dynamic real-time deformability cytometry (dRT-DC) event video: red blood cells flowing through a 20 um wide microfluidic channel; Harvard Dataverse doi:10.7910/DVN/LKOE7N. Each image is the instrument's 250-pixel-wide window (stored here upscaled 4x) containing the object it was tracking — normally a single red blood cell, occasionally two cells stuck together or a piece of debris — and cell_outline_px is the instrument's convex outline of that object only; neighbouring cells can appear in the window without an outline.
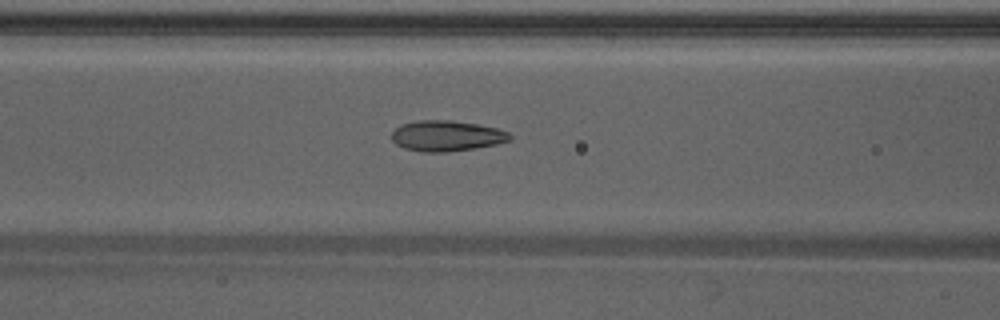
{"species": "Egyptian fruit bat (a non-hibernating species)", "species_latin": "Rousettus aegyptiacus", "temperature_condition": "warm", "stored_images_in_passage": 29, "camera_frame_rate_fps": 3000, "um_per_image_px": 0.085, "animal": {"sex": "male"}, "frame": {"image": 1, "passage_image": 10, "time_ms": 3.0, "image_size_px": [1000, 320], "cell_outline_px": [[512, 140], [496, 144], [476, 148], [448, 152], [420, 152], [404, 148], [396, 144], [392, 140], [392, 132], [400, 124], [420, 120], [452, 120], [476, 124], [496, 128], [508, 132], [512, 136]], "centroid_in_image_um": [37.95, 11.55], "position_along_channel_um": 128.6, "area_um2": 21.21}}
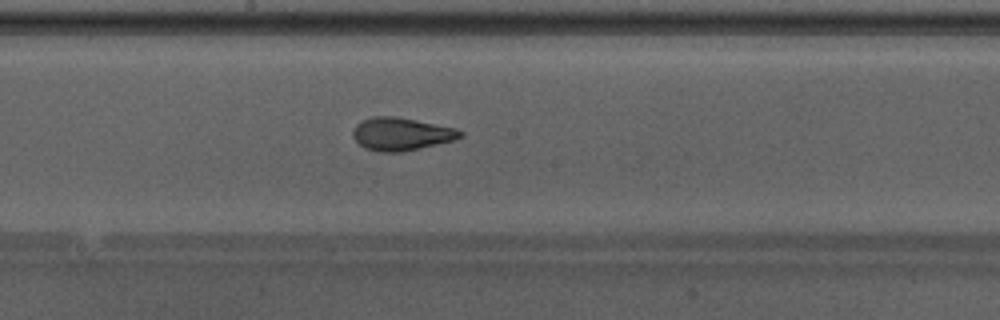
{"frame": {"image": 2, "passage_image": 16, "time_ms": 5.0, "image_size_px": [1000, 320], "cell_outline_px": [[464, 136], [456, 140], [404, 152], [380, 152], [364, 148], [352, 136], [352, 132], [356, 124], [372, 116], [392, 116], [416, 120], [456, 128], [464, 132]], "centroid_in_image_um": [34.14, 11.4], "position_along_channel_um": 214.1, "area_um2": 20.69}}
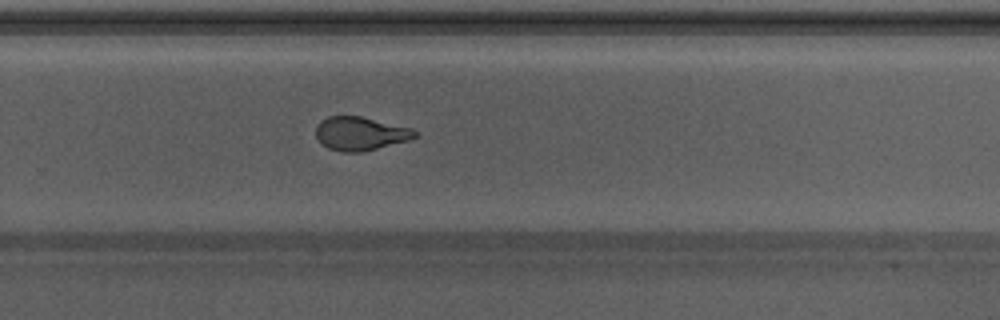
{"frame": {"image": 3, "passage_image": 22, "time_ms": 7.0, "image_size_px": [1000, 320], "cell_outline_px": [[420, 136], [408, 140], [360, 152], [344, 152], [328, 148], [316, 136], [316, 128], [320, 120], [328, 116], [360, 116], [412, 128], [420, 132]], "centroid_in_image_um": [30.66, 11.34], "position_along_channel_um": 299.1, "area_um2": 19.25}, "authors_computed_cell_mechanics": {"area_um2": 20.2878, "velocity_mm_per_s": 4.2711, "shape_relaxation_time_tau1_ms": 3.9095, "shape_relaxation_time_tau2_ms": 1.1252, "deformation_change_tau1": 0.1514, "deformation_change_tau2": 0.0675}}